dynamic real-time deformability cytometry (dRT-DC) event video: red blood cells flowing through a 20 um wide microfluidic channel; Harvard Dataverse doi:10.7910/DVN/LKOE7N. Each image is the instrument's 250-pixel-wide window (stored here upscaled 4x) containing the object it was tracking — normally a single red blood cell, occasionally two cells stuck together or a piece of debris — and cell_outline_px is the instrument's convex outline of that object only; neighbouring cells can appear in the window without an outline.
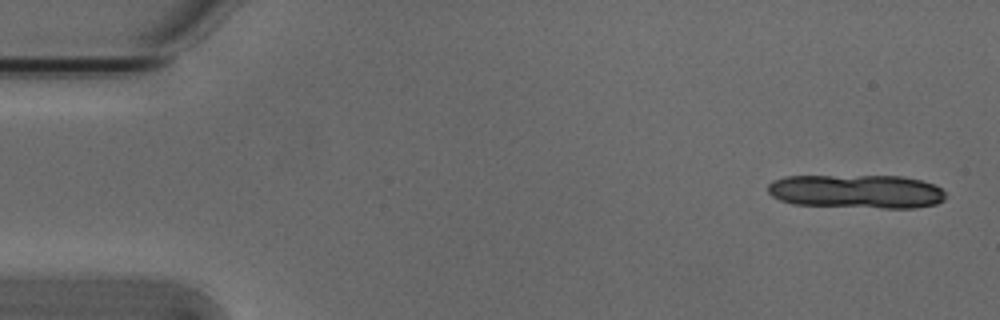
{"species": "Egyptian fruit bat (a non-hibernating species)", "species_latin": "Rousettus aegyptiacus", "temperature_condition": "cold", "stored_images_in_passage": 5, "camera_frame_rate_fps": 3000, "um_per_image_px": 0.085, "animal": {"sex": "male"}, "frame": {"image": 1, "passage_image": 1, "time_ms": 0.0, "image_size_px": [1000, 320], "cell_outline_px": [[944, 200], [936, 204], [916, 208], [884, 208], [792, 204], [780, 200], [772, 196], [768, 192], [768, 184], [772, 180], [784, 176], [904, 176], [920, 180], [932, 184], [940, 188], [944, 192]], "centroid_in_image_um": [72.78, 16.27], "position_along_channel_um": 12.2, "area_um2": 35.14}}